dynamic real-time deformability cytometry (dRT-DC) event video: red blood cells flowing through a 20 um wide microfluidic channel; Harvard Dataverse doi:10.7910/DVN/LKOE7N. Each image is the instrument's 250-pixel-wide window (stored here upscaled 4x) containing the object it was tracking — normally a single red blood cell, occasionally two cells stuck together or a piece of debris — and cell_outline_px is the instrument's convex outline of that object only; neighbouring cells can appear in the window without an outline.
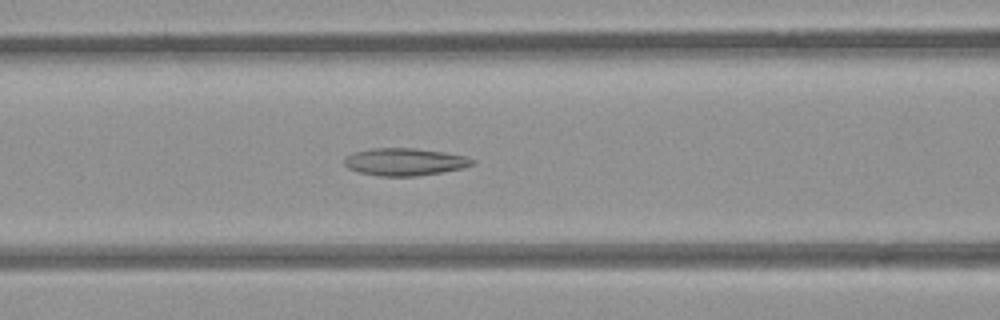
{"species": "common noctule bat (a hibernating species)", "species_latin": "Nyctalus noctula", "temperature_condition": "room temperature", "stored_images_in_passage": 53, "camera_frame_rate_fps": 3000, "um_per_image_px": 0.085, "animal": {"sex": "female", "body_mass_g": 21.9}, "frame": {"image": 1, "passage_image": 22, "time_ms": 7.0, "image_size_px": [1000, 320], "cell_outline_px": [[476, 164], [464, 168], [444, 172], [416, 176], [380, 176], [356, 172], [348, 168], [344, 164], [344, 160], [348, 156], [356, 152], [372, 148], [412, 148], [444, 152], [468, 156], [476, 160]], "centroid_in_image_um": [34.47, 13.76], "position_along_channel_um": 132.1, "area_um2": 20.63}}
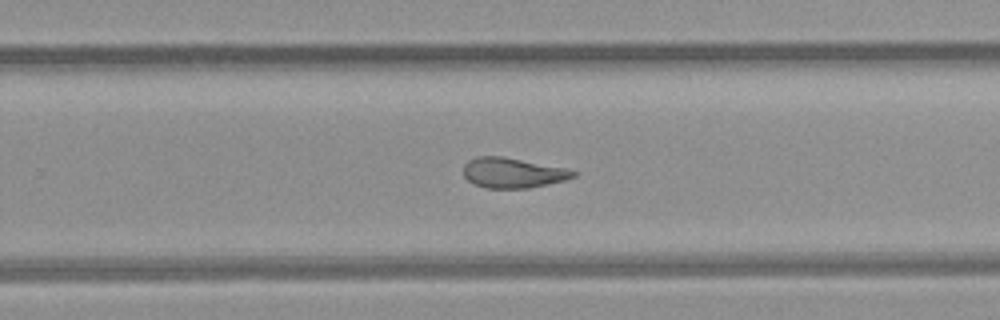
{"frame": {"image": 2, "passage_image": 34, "time_ms": 11.0, "image_size_px": [1000, 320], "cell_outline_px": [[576, 176], [564, 180], [548, 184], [528, 188], [484, 188], [472, 184], [464, 176], [464, 164], [468, 160], [476, 156], [500, 156], [564, 168], [576, 172]], "centroid_in_image_um": [43.52, 14.7], "position_along_channel_um": 286.3, "area_um2": 19.13}}
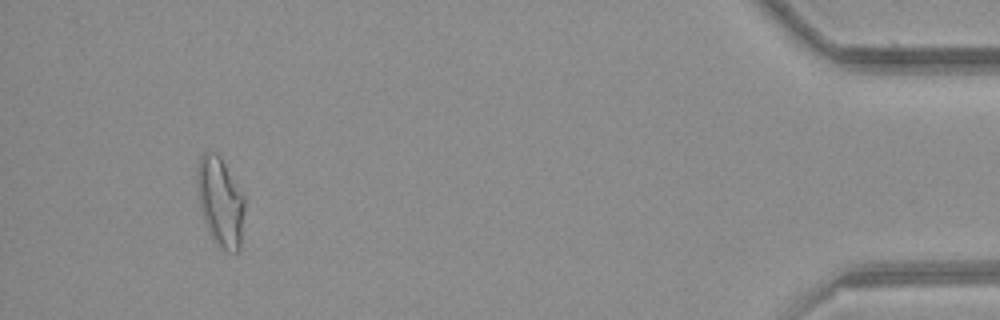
{"frame": {"image": 3, "passage_image": 50, "time_ms": 16.333, "image_size_px": [1000, 320], "cell_outline_px": [[244, 212], [240, 248], [236, 252], [228, 252], [216, 248], [204, 224], [200, 212], [196, 188], [196, 172], [200, 156], [204, 152], [216, 152], [220, 156], [244, 196]], "centroid_in_image_um": [18.69, 17.2], "position_along_channel_um": 416.5, "area_um2": 25.32}, "authors_computed_cell_mechanics": {"area_um2": 21.2704, "velocity_mm_per_s": 3.8634, "shape_relaxation_time_tau1_ms": null, "shape_relaxation_time_tau2_ms": 3.5971, "deformation_change_tau1": null, "deformation_change_tau2": 0.1257}}